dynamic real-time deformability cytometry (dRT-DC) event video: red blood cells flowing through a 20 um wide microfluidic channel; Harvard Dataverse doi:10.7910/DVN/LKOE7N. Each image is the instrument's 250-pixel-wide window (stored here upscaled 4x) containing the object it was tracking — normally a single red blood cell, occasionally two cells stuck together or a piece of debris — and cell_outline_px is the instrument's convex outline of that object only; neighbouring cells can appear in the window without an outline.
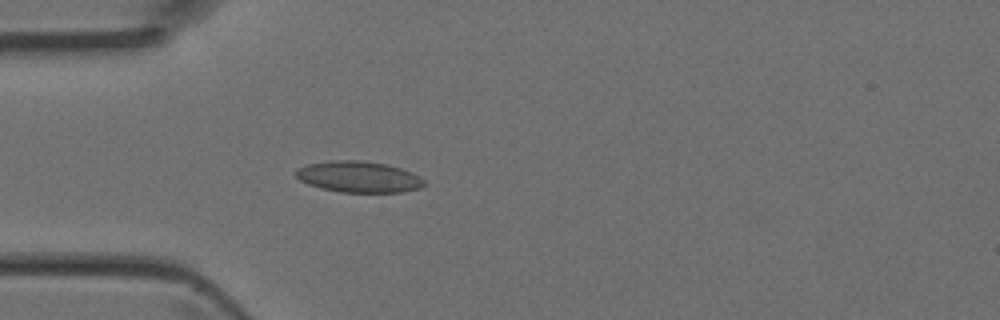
{"species": "Egyptian fruit bat (a non-hibernating species)", "species_latin": "Rousettus aegyptiacus", "temperature_condition": "room temperature", "stored_images_in_passage": 44, "camera_frame_rate_fps": 3000, "um_per_image_px": 0.085, "animal": {"sex": "female"}, "frame": {"image": 1, "passage_image": 13, "time_ms": 4.0, "image_size_px": [1000, 320], "cell_outline_px": [[428, 184], [420, 188], [404, 192], [340, 192], [320, 188], [308, 184], [300, 180], [292, 172], [296, 168], [308, 164], [332, 160], [360, 160], [388, 164], [412, 172], [420, 176]], "centroid_in_image_um": [30.49, 15.03], "position_along_channel_um": 54.5, "area_um2": 23.64}}
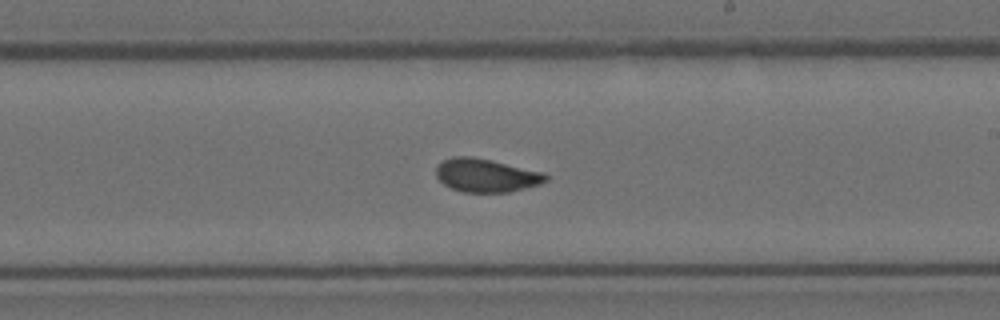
{"frame": {"image": 2, "passage_image": 26, "time_ms": 8.333, "image_size_px": [1000, 320], "cell_outline_px": [[548, 180], [540, 184], [508, 192], [464, 192], [452, 188], [444, 184], [436, 176], [436, 164], [452, 156], [472, 156], [492, 160], [544, 172], [548, 176]], "centroid_in_image_um": [41.32, 14.89], "position_along_channel_um": 247.7, "area_um2": 21.39}}
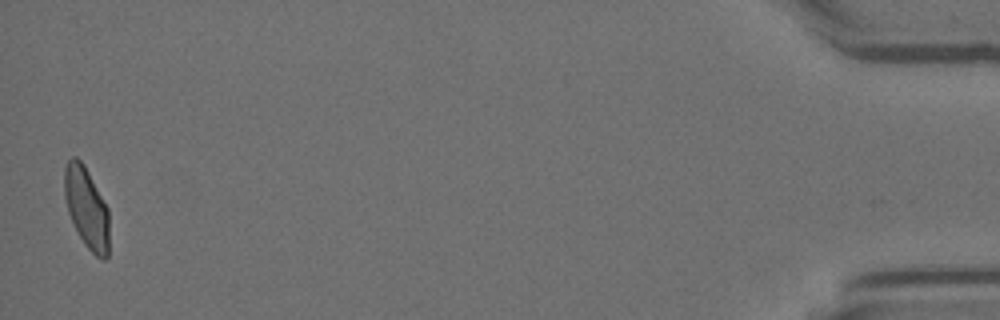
{"frame": {"image": 3, "passage_image": 44, "time_ms": 14.333, "image_size_px": [1000, 320], "cell_outline_px": [[108, 256], [104, 260], [96, 256], [84, 244], [68, 212], [64, 196], [64, 164], [72, 156], [76, 156], [84, 164], [108, 208]], "centroid_in_image_um": [7.34, 17.62], "position_along_channel_um": 427.9, "area_um2": 21.04}}